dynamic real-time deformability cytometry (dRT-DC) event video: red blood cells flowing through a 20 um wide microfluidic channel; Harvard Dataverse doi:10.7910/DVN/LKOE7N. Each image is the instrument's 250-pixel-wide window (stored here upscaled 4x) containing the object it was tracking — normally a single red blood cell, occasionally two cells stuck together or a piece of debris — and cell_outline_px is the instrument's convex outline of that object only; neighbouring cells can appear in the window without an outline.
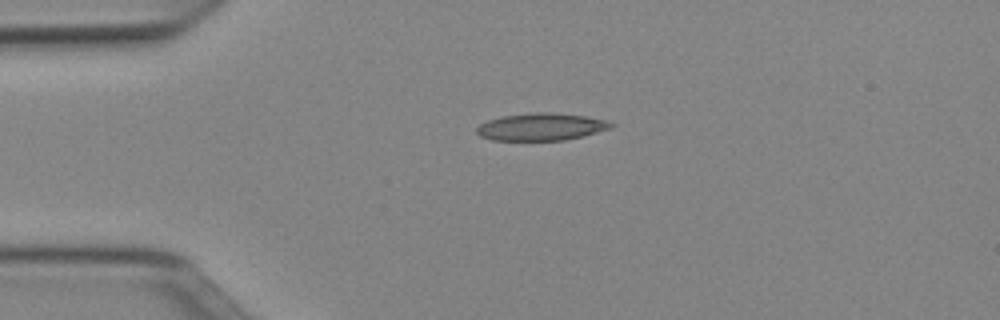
{"species": "Egyptian fruit bat (a non-hibernating species)", "species_latin": "Rousettus aegyptiacus", "temperature_condition": "cold", "stored_images_in_passage": 40, "camera_frame_rate_fps": 3000, "um_per_image_px": 0.085, "animal": {"sex": "female"}, "frame": {"image": 1, "passage_image": 1, "time_ms": 0.0, "image_size_px": [1000, 320], "cell_outline_px": [[616, 124], [612, 128], [564, 140], [492, 140], [480, 136], [476, 132], [476, 128], [480, 124], [488, 120], [504, 116], [536, 112], [548, 112], [584, 116], [608, 120]], "centroid_in_image_um": [46.01, 10.78], "position_along_channel_um": 39.0, "area_um2": 21.21}}
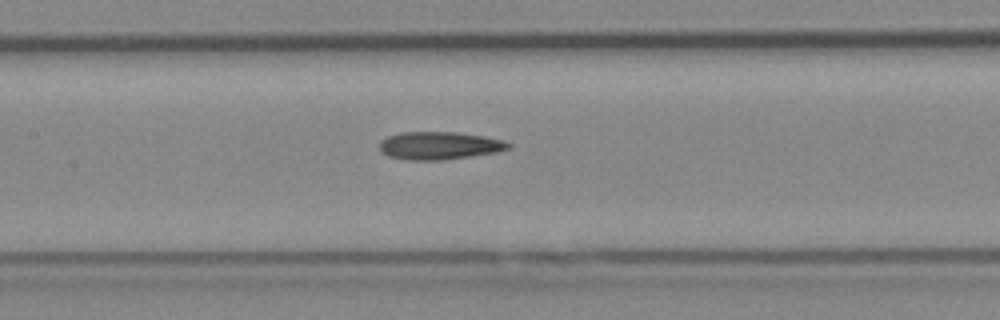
{"frame": {"image": 2, "passage_image": 13, "time_ms": 4.0, "image_size_px": [1000, 320], "cell_outline_px": [[512, 148], [496, 152], [440, 160], [408, 160], [388, 156], [380, 152], [380, 140], [388, 136], [400, 132], [456, 132], [484, 136], [504, 140], [512, 144]], "centroid_in_image_um": [37.34, 12.37], "position_along_channel_um": 170.1, "area_um2": 20.92}}
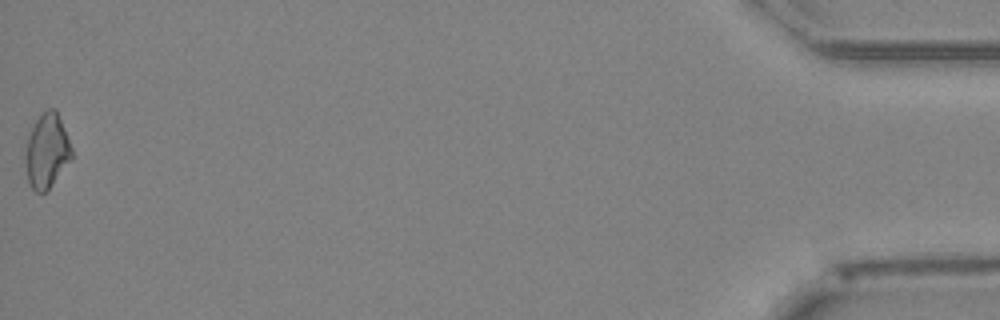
{"frame": {"image": 3, "passage_image": 40, "time_ms": 13.0, "image_size_px": [1000, 320], "cell_outline_px": [[72, 160], [48, 188], [44, 192], [36, 192], [32, 188], [28, 180], [24, 160], [24, 152], [28, 136], [36, 120], [48, 108], [56, 108], [72, 148]], "centroid_in_image_um": [3.98, 12.82], "position_along_channel_um": 431.2, "area_um2": 20.0}, "authors_computed_cell_mechanics": {"area_um2": 20.2878, "velocity_mm_per_s": 4.0008, "shape_relaxation_time_tau1_ms": null, "shape_relaxation_time_tau2_ms": 10.5476, "deformation_change_tau1": null, "deformation_change_tau2": 0.2594}}